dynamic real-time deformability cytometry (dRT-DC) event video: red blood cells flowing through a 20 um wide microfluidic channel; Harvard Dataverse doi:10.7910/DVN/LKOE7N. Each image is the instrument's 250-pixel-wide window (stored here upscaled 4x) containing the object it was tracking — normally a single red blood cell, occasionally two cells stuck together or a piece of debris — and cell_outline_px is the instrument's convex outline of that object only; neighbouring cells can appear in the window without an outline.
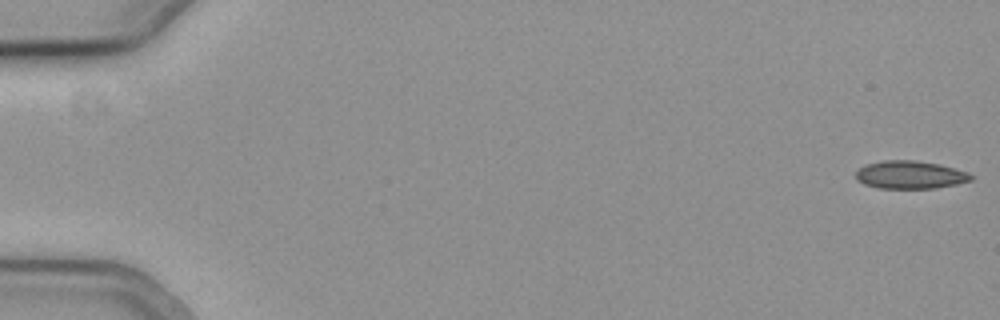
{"species": "common noctule bat (a hibernating species)", "species_latin": "Nyctalus noctula", "temperature_condition": "cold", "stored_images_in_passage": 56, "camera_frame_rate_fps": 3000, "um_per_image_px": 0.085, "animal": {"sex": "female", "body_mass_g": 19.3, "forearm_length_mm": 54.1}, "frame": {"image": 1, "passage_image": 1, "time_ms": 0.0, "image_size_px": [1000, 320], "cell_outline_px": [[976, 176], [972, 180], [956, 184], [936, 188], [876, 188], [864, 184], [856, 180], [856, 172], [864, 164], [884, 160], [912, 160], [940, 164], [968, 172]], "centroid_in_image_um": [77.37, 14.86], "position_along_channel_um": 7.6, "area_um2": 18.9}}
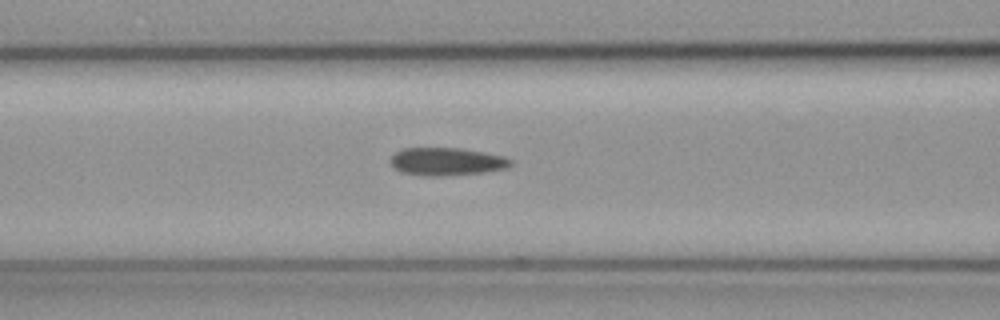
{"frame": {"image": 2, "passage_image": 24, "time_ms": 7.667, "image_size_px": [1000, 320], "cell_outline_px": [[512, 164], [508, 168], [484, 172], [440, 176], [428, 176], [400, 172], [388, 160], [396, 152], [404, 148], [460, 148], [484, 152], [504, 156], [512, 160]], "centroid_in_image_um": [37.98, 13.73], "position_along_channel_um": 128.6, "area_um2": 19.48}}
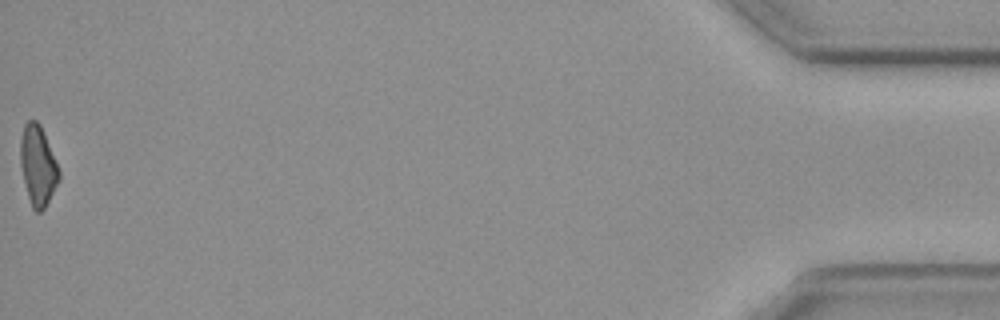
{"frame": {"image": 3, "passage_image": 56, "time_ms": 18.333, "image_size_px": [1000, 320], "cell_outline_px": [[60, 180], [44, 208], [40, 212], [36, 212], [32, 208], [28, 196], [20, 164], [20, 140], [24, 124], [28, 120], [36, 120], [40, 124], [60, 172]], "centroid_in_image_um": [3.21, 14.07], "position_along_channel_um": 432.0, "area_um2": 17.74}, "authors_computed_cell_mechanics": {"area_um2": 19.1896, "velocity_mm_per_s": 3.7826, "shape_relaxation_time_tau1_ms": 8.0559, "shape_relaxation_time_tau2_ms": 5.2327, "deformation_change_tau1": 0.1551, "deformation_change_tau2": 0.1538}}